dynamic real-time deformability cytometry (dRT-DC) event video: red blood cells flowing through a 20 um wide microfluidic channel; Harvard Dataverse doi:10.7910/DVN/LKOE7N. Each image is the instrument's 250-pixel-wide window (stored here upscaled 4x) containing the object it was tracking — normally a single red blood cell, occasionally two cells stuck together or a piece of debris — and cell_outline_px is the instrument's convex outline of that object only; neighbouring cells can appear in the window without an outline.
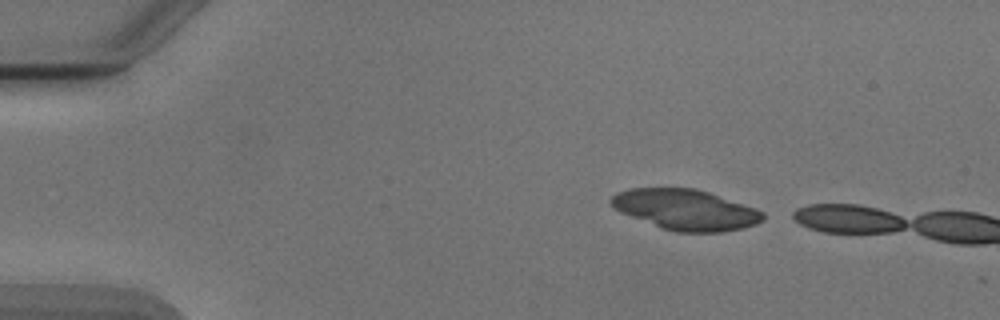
{"species": "Egyptian fruit bat (a non-hibernating species)", "species_latin": "Rousettus aegyptiacus", "temperature_condition": "cold", "stored_images_in_passage": 4, "camera_frame_rate_fps": 3000, "um_per_image_px": 0.085, "animal": {"sex": "male"}, "frame": {"image": 1, "passage_image": 2, "time_ms": 0.333, "image_size_px": [1000, 320], "cell_outline_px": [[764, 220], [756, 224], [740, 228], [720, 232], [676, 232], [664, 228], [620, 212], [608, 200], [616, 192], [628, 188], [696, 188], [756, 208], [764, 212]], "centroid_in_image_um": [58.28, 17.81], "position_along_channel_um": 26.7, "area_um2": 35.55}}